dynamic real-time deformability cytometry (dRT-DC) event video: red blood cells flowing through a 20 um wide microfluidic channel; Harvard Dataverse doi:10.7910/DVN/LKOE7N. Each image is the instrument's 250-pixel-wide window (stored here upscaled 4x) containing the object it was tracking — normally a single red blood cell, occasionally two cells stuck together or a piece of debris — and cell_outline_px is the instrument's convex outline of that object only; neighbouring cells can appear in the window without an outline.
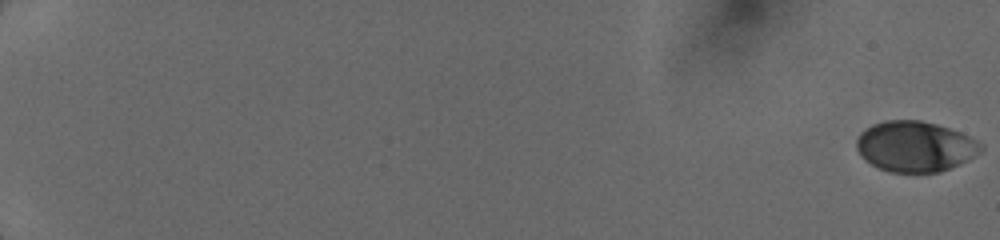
{"species": "human", "species_latin": "Homo sapiens", "temperature_condition": "cold", "stored_images_in_passage": 10, "camera_frame_rate_fps": 3000, "um_per_image_px": 0.085, "donor": {"sex": "female"}, "frame": {"image": 1, "passage_image": 1, "time_ms": 0.0, "image_size_px": [1000, 240], "cell_outline_px": [[984, 148], [976, 156], [940, 172], [888, 172], [864, 160], [860, 156], [856, 148], [856, 140], [860, 132], [864, 128], [872, 124], [884, 120], [920, 120], [936, 124], [960, 132], [976, 140]], "centroid_in_image_um": [77.74, 12.44], "position_along_channel_um": 7.3, "area_um2": 36.7}}
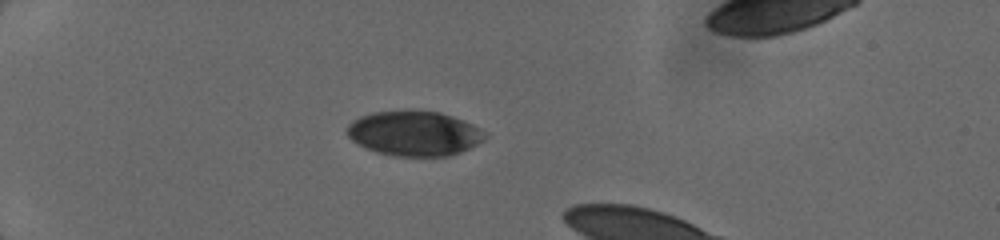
{"frame": {"image": 2, "passage_image": 6, "time_ms": 5.667, "image_size_px": [1000, 240], "cell_outline_px": [[488, 136], [484, 140], [460, 152], [448, 156], [396, 156], [376, 152], [352, 140], [348, 136], [348, 124], [360, 116], [372, 112], [440, 112], [452, 116], [472, 124], [488, 132]], "centroid_in_image_um": [35.25, 11.36], "position_along_channel_um": 49.7, "area_um2": 35.49}}
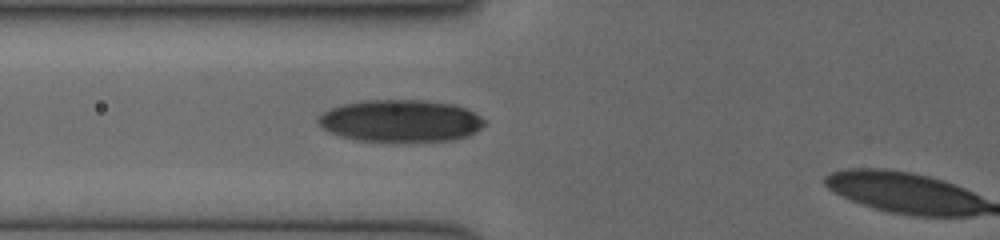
{"frame": {"image": 3, "passage_image": 9, "time_ms": 7.667, "image_size_px": [1000, 240], "cell_outline_px": [[484, 124], [476, 132], [468, 136], [452, 140], [360, 140], [344, 136], [332, 132], [324, 128], [316, 120], [328, 108], [344, 104], [364, 100], [424, 100], [456, 104], [480, 116], [484, 120]], "centroid_in_image_um": [34.07, 10.24], "position_along_channel_um": 91.7, "area_um2": 40.11}}